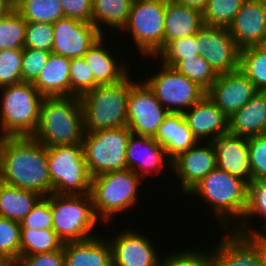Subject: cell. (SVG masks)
I'll return each instance as SVG.
<instances>
[{
	"label": "cell",
	"instance_id": "d4e9b609",
	"mask_svg": "<svg viewBox=\"0 0 266 266\" xmlns=\"http://www.w3.org/2000/svg\"><path fill=\"white\" fill-rule=\"evenodd\" d=\"M229 133L245 137L266 134V91H258L229 118Z\"/></svg>",
	"mask_w": 266,
	"mask_h": 266
},
{
	"label": "cell",
	"instance_id": "4dcf8cb0",
	"mask_svg": "<svg viewBox=\"0 0 266 266\" xmlns=\"http://www.w3.org/2000/svg\"><path fill=\"white\" fill-rule=\"evenodd\" d=\"M239 70L258 91H266V50L261 46L240 49Z\"/></svg>",
	"mask_w": 266,
	"mask_h": 266
},
{
	"label": "cell",
	"instance_id": "ee69618b",
	"mask_svg": "<svg viewBox=\"0 0 266 266\" xmlns=\"http://www.w3.org/2000/svg\"><path fill=\"white\" fill-rule=\"evenodd\" d=\"M20 224L21 229H52L51 194L42 197Z\"/></svg>",
	"mask_w": 266,
	"mask_h": 266
},
{
	"label": "cell",
	"instance_id": "277c9868",
	"mask_svg": "<svg viewBox=\"0 0 266 266\" xmlns=\"http://www.w3.org/2000/svg\"><path fill=\"white\" fill-rule=\"evenodd\" d=\"M248 193L249 184L245 180L216 167L187 195H200L206 200L218 218L219 225L226 230L233 218L243 219L248 206Z\"/></svg>",
	"mask_w": 266,
	"mask_h": 266
},
{
	"label": "cell",
	"instance_id": "5b68a950",
	"mask_svg": "<svg viewBox=\"0 0 266 266\" xmlns=\"http://www.w3.org/2000/svg\"><path fill=\"white\" fill-rule=\"evenodd\" d=\"M0 89V137L32 136L39 123L43 96L30 82L8 85Z\"/></svg>",
	"mask_w": 266,
	"mask_h": 266
},
{
	"label": "cell",
	"instance_id": "d590c367",
	"mask_svg": "<svg viewBox=\"0 0 266 266\" xmlns=\"http://www.w3.org/2000/svg\"><path fill=\"white\" fill-rule=\"evenodd\" d=\"M26 20L13 9L0 19V50H23L26 35Z\"/></svg>",
	"mask_w": 266,
	"mask_h": 266
},
{
	"label": "cell",
	"instance_id": "f546056e",
	"mask_svg": "<svg viewBox=\"0 0 266 266\" xmlns=\"http://www.w3.org/2000/svg\"><path fill=\"white\" fill-rule=\"evenodd\" d=\"M133 0H93L92 24L105 35L101 26L104 24L114 29L122 30L129 17Z\"/></svg>",
	"mask_w": 266,
	"mask_h": 266
},
{
	"label": "cell",
	"instance_id": "7bdbcfd3",
	"mask_svg": "<svg viewBox=\"0 0 266 266\" xmlns=\"http://www.w3.org/2000/svg\"><path fill=\"white\" fill-rule=\"evenodd\" d=\"M251 181L266 180V134L248 137Z\"/></svg>",
	"mask_w": 266,
	"mask_h": 266
},
{
	"label": "cell",
	"instance_id": "db71d44e",
	"mask_svg": "<svg viewBox=\"0 0 266 266\" xmlns=\"http://www.w3.org/2000/svg\"><path fill=\"white\" fill-rule=\"evenodd\" d=\"M12 9H16L22 2V0H5Z\"/></svg>",
	"mask_w": 266,
	"mask_h": 266
},
{
	"label": "cell",
	"instance_id": "11a10c76",
	"mask_svg": "<svg viewBox=\"0 0 266 266\" xmlns=\"http://www.w3.org/2000/svg\"><path fill=\"white\" fill-rule=\"evenodd\" d=\"M261 47H262L264 50H266V37H265V40H264L263 44L261 45Z\"/></svg>",
	"mask_w": 266,
	"mask_h": 266
},
{
	"label": "cell",
	"instance_id": "ab89813d",
	"mask_svg": "<svg viewBox=\"0 0 266 266\" xmlns=\"http://www.w3.org/2000/svg\"><path fill=\"white\" fill-rule=\"evenodd\" d=\"M22 56L23 50H0V88L22 82Z\"/></svg>",
	"mask_w": 266,
	"mask_h": 266
},
{
	"label": "cell",
	"instance_id": "7402d4cb",
	"mask_svg": "<svg viewBox=\"0 0 266 266\" xmlns=\"http://www.w3.org/2000/svg\"><path fill=\"white\" fill-rule=\"evenodd\" d=\"M154 139L165 148L171 160L191 147L203 143L193 134L183 113H169L159 126Z\"/></svg>",
	"mask_w": 266,
	"mask_h": 266
},
{
	"label": "cell",
	"instance_id": "7a4b0ae2",
	"mask_svg": "<svg viewBox=\"0 0 266 266\" xmlns=\"http://www.w3.org/2000/svg\"><path fill=\"white\" fill-rule=\"evenodd\" d=\"M83 110L78 96L43 97L39 123L31 136L46 147L82 144Z\"/></svg>",
	"mask_w": 266,
	"mask_h": 266
},
{
	"label": "cell",
	"instance_id": "ffe728a7",
	"mask_svg": "<svg viewBox=\"0 0 266 266\" xmlns=\"http://www.w3.org/2000/svg\"><path fill=\"white\" fill-rule=\"evenodd\" d=\"M183 115L186 123L199 141L212 142L229 133L228 117L207 95L193 104Z\"/></svg>",
	"mask_w": 266,
	"mask_h": 266
},
{
	"label": "cell",
	"instance_id": "8fae6325",
	"mask_svg": "<svg viewBox=\"0 0 266 266\" xmlns=\"http://www.w3.org/2000/svg\"><path fill=\"white\" fill-rule=\"evenodd\" d=\"M160 68L161 72L153 73L144 82L169 113H184L206 95L202 87L173 67L162 63Z\"/></svg>",
	"mask_w": 266,
	"mask_h": 266
},
{
	"label": "cell",
	"instance_id": "603a6c76",
	"mask_svg": "<svg viewBox=\"0 0 266 266\" xmlns=\"http://www.w3.org/2000/svg\"><path fill=\"white\" fill-rule=\"evenodd\" d=\"M106 240L97 236L64 243L65 266H112L111 245Z\"/></svg>",
	"mask_w": 266,
	"mask_h": 266
},
{
	"label": "cell",
	"instance_id": "681fc988",
	"mask_svg": "<svg viewBox=\"0 0 266 266\" xmlns=\"http://www.w3.org/2000/svg\"><path fill=\"white\" fill-rule=\"evenodd\" d=\"M255 249L261 266H266V233L237 232Z\"/></svg>",
	"mask_w": 266,
	"mask_h": 266
},
{
	"label": "cell",
	"instance_id": "f1b7e54d",
	"mask_svg": "<svg viewBox=\"0 0 266 266\" xmlns=\"http://www.w3.org/2000/svg\"><path fill=\"white\" fill-rule=\"evenodd\" d=\"M41 198L42 196L36 192L0 181V217L21 223Z\"/></svg>",
	"mask_w": 266,
	"mask_h": 266
},
{
	"label": "cell",
	"instance_id": "8992f818",
	"mask_svg": "<svg viewBox=\"0 0 266 266\" xmlns=\"http://www.w3.org/2000/svg\"><path fill=\"white\" fill-rule=\"evenodd\" d=\"M140 179L143 178L129 169L93 176L90 195L98 219L107 223L116 213L136 205Z\"/></svg>",
	"mask_w": 266,
	"mask_h": 266
},
{
	"label": "cell",
	"instance_id": "9a60e30c",
	"mask_svg": "<svg viewBox=\"0 0 266 266\" xmlns=\"http://www.w3.org/2000/svg\"><path fill=\"white\" fill-rule=\"evenodd\" d=\"M257 92L253 83L238 69L218 75L206 95L229 119Z\"/></svg>",
	"mask_w": 266,
	"mask_h": 266
},
{
	"label": "cell",
	"instance_id": "484cf974",
	"mask_svg": "<svg viewBox=\"0 0 266 266\" xmlns=\"http://www.w3.org/2000/svg\"><path fill=\"white\" fill-rule=\"evenodd\" d=\"M203 26L202 11L167 0L164 46L169 41L195 35Z\"/></svg>",
	"mask_w": 266,
	"mask_h": 266
},
{
	"label": "cell",
	"instance_id": "cb8c5ba5",
	"mask_svg": "<svg viewBox=\"0 0 266 266\" xmlns=\"http://www.w3.org/2000/svg\"><path fill=\"white\" fill-rule=\"evenodd\" d=\"M222 239L209 250L212 266H261L254 247L241 234L231 231Z\"/></svg>",
	"mask_w": 266,
	"mask_h": 266
},
{
	"label": "cell",
	"instance_id": "1f68e13d",
	"mask_svg": "<svg viewBox=\"0 0 266 266\" xmlns=\"http://www.w3.org/2000/svg\"><path fill=\"white\" fill-rule=\"evenodd\" d=\"M63 244L52 229H21L20 256L57 251Z\"/></svg>",
	"mask_w": 266,
	"mask_h": 266
},
{
	"label": "cell",
	"instance_id": "7c38bea8",
	"mask_svg": "<svg viewBox=\"0 0 266 266\" xmlns=\"http://www.w3.org/2000/svg\"><path fill=\"white\" fill-rule=\"evenodd\" d=\"M168 114L144 81L131 84L127 99V127L131 133L155 137Z\"/></svg>",
	"mask_w": 266,
	"mask_h": 266
},
{
	"label": "cell",
	"instance_id": "d6a6232c",
	"mask_svg": "<svg viewBox=\"0 0 266 266\" xmlns=\"http://www.w3.org/2000/svg\"><path fill=\"white\" fill-rule=\"evenodd\" d=\"M15 10L26 22L55 23L64 17L59 0H22Z\"/></svg>",
	"mask_w": 266,
	"mask_h": 266
},
{
	"label": "cell",
	"instance_id": "4fadbf2b",
	"mask_svg": "<svg viewBox=\"0 0 266 266\" xmlns=\"http://www.w3.org/2000/svg\"><path fill=\"white\" fill-rule=\"evenodd\" d=\"M196 44L199 56H203L218 75L239 69L240 48L228 28L204 25L196 33Z\"/></svg>",
	"mask_w": 266,
	"mask_h": 266
},
{
	"label": "cell",
	"instance_id": "2e32d148",
	"mask_svg": "<svg viewBox=\"0 0 266 266\" xmlns=\"http://www.w3.org/2000/svg\"><path fill=\"white\" fill-rule=\"evenodd\" d=\"M110 245L112 266H160L161 257L151 239L136 230L120 232Z\"/></svg>",
	"mask_w": 266,
	"mask_h": 266
},
{
	"label": "cell",
	"instance_id": "6da1fadb",
	"mask_svg": "<svg viewBox=\"0 0 266 266\" xmlns=\"http://www.w3.org/2000/svg\"><path fill=\"white\" fill-rule=\"evenodd\" d=\"M0 181L42 197L52 194L47 147L31 136L0 137Z\"/></svg>",
	"mask_w": 266,
	"mask_h": 266
},
{
	"label": "cell",
	"instance_id": "f35d334b",
	"mask_svg": "<svg viewBox=\"0 0 266 266\" xmlns=\"http://www.w3.org/2000/svg\"><path fill=\"white\" fill-rule=\"evenodd\" d=\"M98 86L93 71L83 57L71 58L70 61V96L81 97L87 91Z\"/></svg>",
	"mask_w": 266,
	"mask_h": 266
},
{
	"label": "cell",
	"instance_id": "83f0119b",
	"mask_svg": "<svg viewBox=\"0 0 266 266\" xmlns=\"http://www.w3.org/2000/svg\"><path fill=\"white\" fill-rule=\"evenodd\" d=\"M103 42L104 35L83 55L89 68L93 71L94 79L98 85L119 82L129 75L130 70L127 65L121 62L116 63L117 60L109 53V48L105 49Z\"/></svg>",
	"mask_w": 266,
	"mask_h": 266
},
{
	"label": "cell",
	"instance_id": "44dd1931",
	"mask_svg": "<svg viewBox=\"0 0 266 266\" xmlns=\"http://www.w3.org/2000/svg\"><path fill=\"white\" fill-rule=\"evenodd\" d=\"M212 142L216 153L217 168L239 177L249 184L251 171L248 137L227 133Z\"/></svg>",
	"mask_w": 266,
	"mask_h": 266
},
{
	"label": "cell",
	"instance_id": "e0dca14e",
	"mask_svg": "<svg viewBox=\"0 0 266 266\" xmlns=\"http://www.w3.org/2000/svg\"><path fill=\"white\" fill-rule=\"evenodd\" d=\"M204 143L191 147L172 160L171 169L180 178L181 190L185 195L217 167L213 142Z\"/></svg>",
	"mask_w": 266,
	"mask_h": 266
},
{
	"label": "cell",
	"instance_id": "74e56055",
	"mask_svg": "<svg viewBox=\"0 0 266 266\" xmlns=\"http://www.w3.org/2000/svg\"><path fill=\"white\" fill-rule=\"evenodd\" d=\"M198 54L196 34L169 41L156 56L161 58V63L173 67L179 60L190 58Z\"/></svg>",
	"mask_w": 266,
	"mask_h": 266
},
{
	"label": "cell",
	"instance_id": "60d3db41",
	"mask_svg": "<svg viewBox=\"0 0 266 266\" xmlns=\"http://www.w3.org/2000/svg\"><path fill=\"white\" fill-rule=\"evenodd\" d=\"M54 42L53 23L27 22L24 48L51 52Z\"/></svg>",
	"mask_w": 266,
	"mask_h": 266
},
{
	"label": "cell",
	"instance_id": "f907efd6",
	"mask_svg": "<svg viewBox=\"0 0 266 266\" xmlns=\"http://www.w3.org/2000/svg\"><path fill=\"white\" fill-rule=\"evenodd\" d=\"M171 1L180 5L196 8L200 11L204 10L208 2V0H171Z\"/></svg>",
	"mask_w": 266,
	"mask_h": 266
},
{
	"label": "cell",
	"instance_id": "816d5d0a",
	"mask_svg": "<svg viewBox=\"0 0 266 266\" xmlns=\"http://www.w3.org/2000/svg\"><path fill=\"white\" fill-rule=\"evenodd\" d=\"M12 10L5 0H0V19L7 16Z\"/></svg>",
	"mask_w": 266,
	"mask_h": 266
},
{
	"label": "cell",
	"instance_id": "f6af8a7d",
	"mask_svg": "<svg viewBox=\"0 0 266 266\" xmlns=\"http://www.w3.org/2000/svg\"><path fill=\"white\" fill-rule=\"evenodd\" d=\"M51 53L44 50L23 48L22 82L33 83L46 65Z\"/></svg>",
	"mask_w": 266,
	"mask_h": 266
},
{
	"label": "cell",
	"instance_id": "8d00e7d4",
	"mask_svg": "<svg viewBox=\"0 0 266 266\" xmlns=\"http://www.w3.org/2000/svg\"><path fill=\"white\" fill-rule=\"evenodd\" d=\"M246 0H208L202 11L204 25L228 28Z\"/></svg>",
	"mask_w": 266,
	"mask_h": 266
},
{
	"label": "cell",
	"instance_id": "ac0fdd59",
	"mask_svg": "<svg viewBox=\"0 0 266 266\" xmlns=\"http://www.w3.org/2000/svg\"><path fill=\"white\" fill-rule=\"evenodd\" d=\"M165 163L170 164L169 167L172 166V160L165 148L154 137L130 134L126 151V169L142 178L152 173L160 174Z\"/></svg>",
	"mask_w": 266,
	"mask_h": 266
},
{
	"label": "cell",
	"instance_id": "9c48e42d",
	"mask_svg": "<svg viewBox=\"0 0 266 266\" xmlns=\"http://www.w3.org/2000/svg\"><path fill=\"white\" fill-rule=\"evenodd\" d=\"M130 134L127 126L84 133V158L91 177L126 169V151Z\"/></svg>",
	"mask_w": 266,
	"mask_h": 266
},
{
	"label": "cell",
	"instance_id": "bcb514c9",
	"mask_svg": "<svg viewBox=\"0 0 266 266\" xmlns=\"http://www.w3.org/2000/svg\"><path fill=\"white\" fill-rule=\"evenodd\" d=\"M190 250L168 254L161 259L160 266H212L209 251Z\"/></svg>",
	"mask_w": 266,
	"mask_h": 266
},
{
	"label": "cell",
	"instance_id": "30bf717a",
	"mask_svg": "<svg viewBox=\"0 0 266 266\" xmlns=\"http://www.w3.org/2000/svg\"><path fill=\"white\" fill-rule=\"evenodd\" d=\"M167 0H133L123 31L131 34L141 55L156 57L164 47Z\"/></svg>",
	"mask_w": 266,
	"mask_h": 266
},
{
	"label": "cell",
	"instance_id": "836d02e7",
	"mask_svg": "<svg viewBox=\"0 0 266 266\" xmlns=\"http://www.w3.org/2000/svg\"><path fill=\"white\" fill-rule=\"evenodd\" d=\"M254 216H260L264 218L263 230L255 231L251 228L250 223L247 222L249 218L254 219ZM249 223V224H248ZM248 225V227H247ZM233 231L235 232H253V233H266V180H255L249 183V193H248V206L246 213L242 219V223L237 225Z\"/></svg>",
	"mask_w": 266,
	"mask_h": 266
},
{
	"label": "cell",
	"instance_id": "4316f807",
	"mask_svg": "<svg viewBox=\"0 0 266 266\" xmlns=\"http://www.w3.org/2000/svg\"><path fill=\"white\" fill-rule=\"evenodd\" d=\"M71 58L50 54L33 85L43 97L70 96Z\"/></svg>",
	"mask_w": 266,
	"mask_h": 266
},
{
	"label": "cell",
	"instance_id": "b9f144b4",
	"mask_svg": "<svg viewBox=\"0 0 266 266\" xmlns=\"http://www.w3.org/2000/svg\"><path fill=\"white\" fill-rule=\"evenodd\" d=\"M20 239V222L0 217V253L17 262L20 258Z\"/></svg>",
	"mask_w": 266,
	"mask_h": 266
},
{
	"label": "cell",
	"instance_id": "f5cc1de1",
	"mask_svg": "<svg viewBox=\"0 0 266 266\" xmlns=\"http://www.w3.org/2000/svg\"><path fill=\"white\" fill-rule=\"evenodd\" d=\"M0 266H16V261L11 257L0 253Z\"/></svg>",
	"mask_w": 266,
	"mask_h": 266
},
{
	"label": "cell",
	"instance_id": "52a82bcc",
	"mask_svg": "<svg viewBox=\"0 0 266 266\" xmlns=\"http://www.w3.org/2000/svg\"><path fill=\"white\" fill-rule=\"evenodd\" d=\"M47 161L52 193L90 194L92 177L87 169L82 144L47 147Z\"/></svg>",
	"mask_w": 266,
	"mask_h": 266
},
{
	"label": "cell",
	"instance_id": "5bb4252c",
	"mask_svg": "<svg viewBox=\"0 0 266 266\" xmlns=\"http://www.w3.org/2000/svg\"><path fill=\"white\" fill-rule=\"evenodd\" d=\"M53 30L54 42L51 52L68 58L83 57L102 36L92 23L69 17L60 18L53 23Z\"/></svg>",
	"mask_w": 266,
	"mask_h": 266
},
{
	"label": "cell",
	"instance_id": "d6986e66",
	"mask_svg": "<svg viewBox=\"0 0 266 266\" xmlns=\"http://www.w3.org/2000/svg\"><path fill=\"white\" fill-rule=\"evenodd\" d=\"M228 30L240 49L261 46L266 37V0H246Z\"/></svg>",
	"mask_w": 266,
	"mask_h": 266
},
{
	"label": "cell",
	"instance_id": "c3c4849f",
	"mask_svg": "<svg viewBox=\"0 0 266 266\" xmlns=\"http://www.w3.org/2000/svg\"><path fill=\"white\" fill-rule=\"evenodd\" d=\"M64 17L74 18L83 22L92 23L93 0H59Z\"/></svg>",
	"mask_w": 266,
	"mask_h": 266
},
{
	"label": "cell",
	"instance_id": "ba28073f",
	"mask_svg": "<svg viewBox=\"0 0 266 266\" xmlns=\"http://www.w3.org/2000/svg\"><path fill=\"white\" fill-rule=\"evenodd\" d=\"M52 230L66 242L84 241L95 237L92 232L99 219L90 194H51ZM92 231V232H91Z\"/></svg>",
	"mask_w": 266,
	"mask_h": 266
},
{
	"label": "cell",
	"instance_id": "3957f363",
	"mask_svg": "<svg viewBox=\"0 0 266 266\" xmlns=\"http://www.w3.org/2000/svg\"><path fill=\"white\" fill-rule=\"evenodd\" d=\"M133 82L127 75L119 82L98 85L80 97L85 132L127 126V99Z\"/></svg>",
	"mask_w": 266,
	"mask_h": 266
},
{
	"label": "cell",
	"instance_id": "7dc6e473",
	"mask_svg": "<svg viewBox=\"0 0 266 266\" xmlns=\"http://www.w3.org/2000/svg\"><path fill=\"white\" fill-rule=\"evenodd\" d=\"M16 266H65L63 247L57 251L20 256Z\"/></svg>",
	"mask_w": 266,
	"mask_h": 266
},
{
	"label": "cell",
	"instance_id": "e575fe53",
	"mask_svg": "<svg viewBox=\"0 0 266 266\" xmlns=\"http://www.w3.org/2000/svg\"><path fill=\"white\" fill-rule=\"evenodd\" d=\"M173 68L189 80L197 83L206 92L218 77V74L205 58L199 55L179 60Z\"/></svg>",
	"mask_w": 266,
	"mask_h": 266
}]
</instances>
